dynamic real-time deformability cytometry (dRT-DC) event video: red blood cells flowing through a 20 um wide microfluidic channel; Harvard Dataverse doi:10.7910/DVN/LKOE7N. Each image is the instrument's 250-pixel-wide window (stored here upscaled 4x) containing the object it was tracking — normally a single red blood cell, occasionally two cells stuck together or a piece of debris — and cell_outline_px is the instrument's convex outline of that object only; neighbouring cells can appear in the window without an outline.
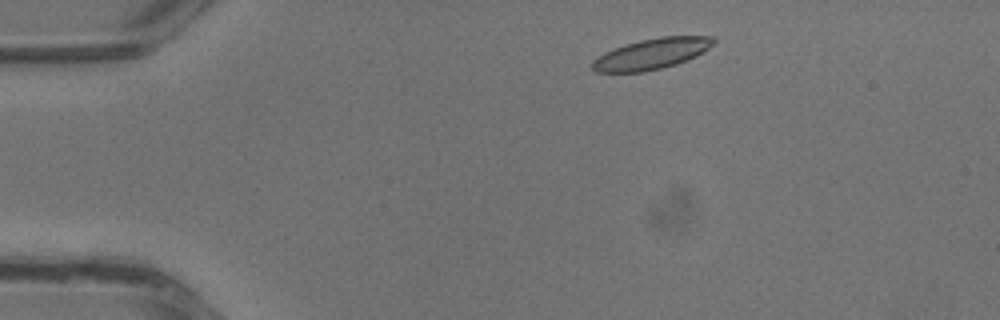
{"species": "common noctule bat (a hibernating species)", "species_latin": "Nyctalus noctula", "temperature_condition": "warm", "stored_images_in_passage": 8, "camera_frame_rate_fps": 3000, "um_per_image_px": 0.085, "animal": {"sex": "male", "body_mass_g": 13.3}, "frame": {"image": 1, "passage_image": 3, "time_ms": 0.667, "image_size_px": [1000, 320], "cell_outline_px": [[716, 44], [704, 52], [688, 60], [676, 64], [644, 72], [596, 72], [592, 68], [592, 60], [604, 52], [612, 48], [624, 44], [640, 40], [660, 36], [712, 36], [716, 40]], "centroid_in_image_um": [55.41, 4.56], "position_along_channel_um": 29.6, "area_um2": 22.02}}
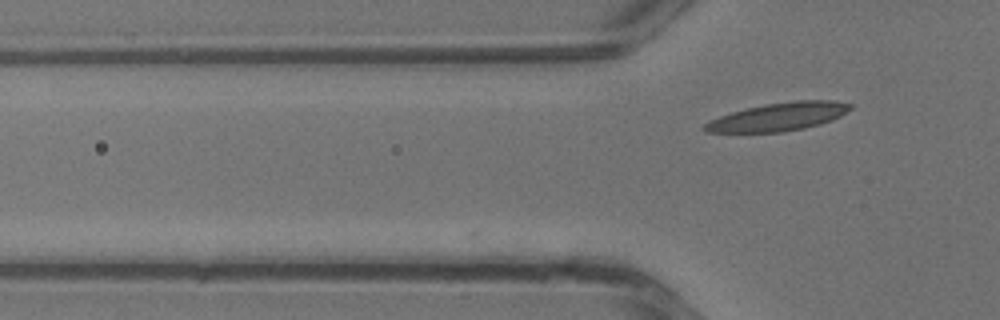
{"frame": {"image": 2, "passage_image": 8, "time_ms": 2.333, "image_size_px": [1000, 320], "cell_outline_px": [[852, 108], [840, 116], [832, 120], [820, 124], [804, 128], [780, 132], [708, 132], [700, 128], [708, 120], [732, 112], [764, 104], [796, 100], [832, 100], [852, 104]], "centroid_in_image_um": [66.16, 9.92], "position_along_channel_um": 59.6, "area_um2": 23.81}}